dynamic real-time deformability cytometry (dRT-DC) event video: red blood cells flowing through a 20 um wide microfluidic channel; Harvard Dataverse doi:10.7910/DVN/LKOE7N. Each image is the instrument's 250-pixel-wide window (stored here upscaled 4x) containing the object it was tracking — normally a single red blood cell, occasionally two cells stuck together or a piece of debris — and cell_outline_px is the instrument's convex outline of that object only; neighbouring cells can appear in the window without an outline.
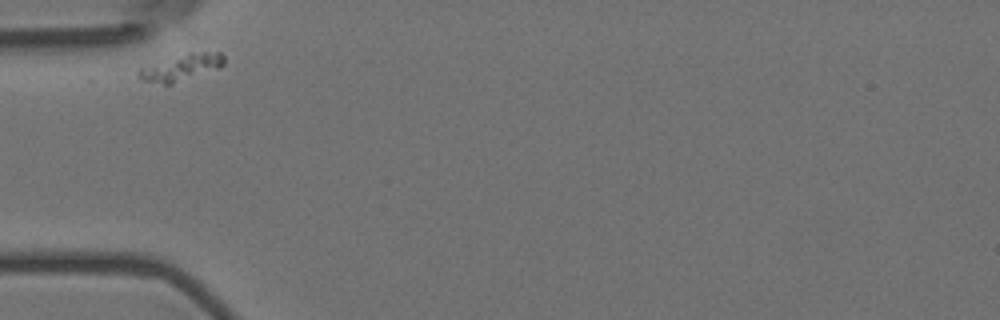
{"species": "Egyptian fruit bat (a non-hibernating species)", "species_latin": "Rousettus aegyptiacus", "temperature_condition": "room temperature", "stored_images_in_passage": 31, "camera_frame_rate_fps": 3000, "um_per_image_px": 0.085, "animal": {"sex": "female"}, "frame": {"image": 1, "passage_image": 1, "time_ms": 0.0, "image_size_px": [1000, 320], "cell_outline_px": [[224, 64], [216, 68], [172, 84], [164, 84], [144, 80], [136, 72], [140, 68], [188, 52], [220, 52], [224, 56]], "centroid_in_image_um": [15.42, 5.71], "position_along_channel_um": 69.6, "area_um2": 12.66}}